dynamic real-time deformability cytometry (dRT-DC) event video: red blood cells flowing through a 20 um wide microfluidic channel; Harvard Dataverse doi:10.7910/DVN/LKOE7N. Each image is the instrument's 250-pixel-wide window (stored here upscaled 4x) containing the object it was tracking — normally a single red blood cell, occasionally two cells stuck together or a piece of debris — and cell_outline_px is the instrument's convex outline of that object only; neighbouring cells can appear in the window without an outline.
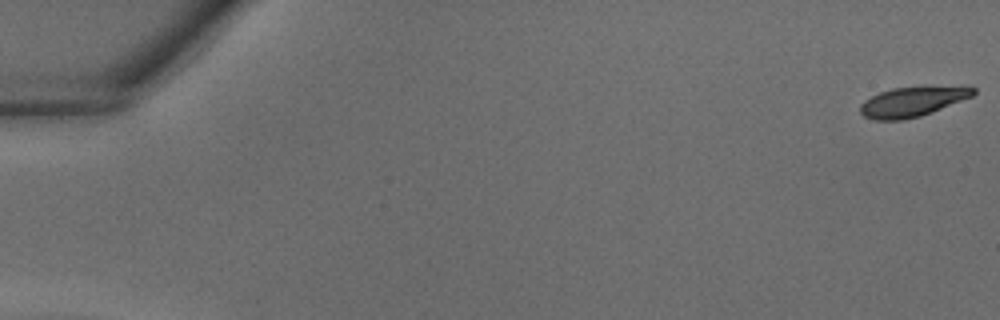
{"species": "common noctule bat (a hibernating species)", "species_latin": "Nyctalus noctula", "temperature_condition": "warm", "stored_images_in_passage": 39, "camera_frame_rate_fps": 3000, "um_per_image_px": 0.085, "animal": {"sex": "male", "body_mass_g": 18.8}, "frame": {"image": 1, "passage_image": 1, "time_ms": 0.0, "image_size_px": [1000, 320], "cell_outline_px": [[976, 92], [972, 96], [932, 112], [920, 116], [904, 120], [872, 120], [864, 116], [860, 112], [860, 104], [864, 100], [880, 92], [892, 88], [920, 84], [968, 84], [976, 88]], "centroid_in_image_um": [77.66, 8.57], "position_along_channel_um": 7.3, "area_um2": 20.81}}
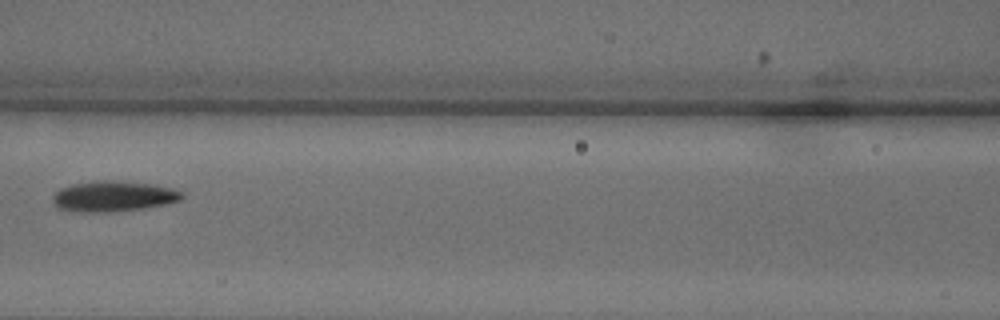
{"frame": {"image": 2, "passage_image": 19, "time_ms": 6.0, "image_size_px": [1000, 320], "cell_outline_px": [[184, 196], [180, 200], [164, 204], [144, 208], [116, 212], [72, 212], [56, 208], [52, 200], [52, 196], [60, 188], [72, 184], [100, 180], [104, 180], [148, 184], [172, 188], [184, 192]], "centroid_in_image_um": [9.58, 16.7], "position_along_channel_um": 157.0, "area_um2": 23.06}}
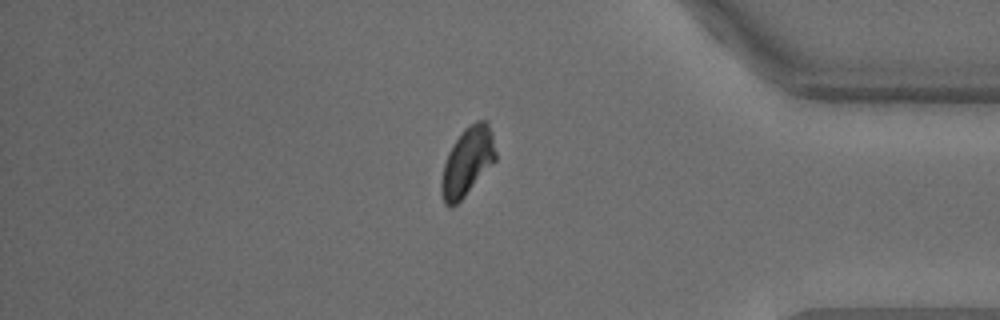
{"frame": {"image": 3, "passage_image": 34, "time_ms": 11.0, "image_size_px": [1000, 320], "cell_outline_px": [[496, 160], [464, 196], [456, 204], [444, 204], [440, 192], [440, 180], [444, 164], [448, 152], [452, 144], [464, 128], [468, 124], [476, 120], [484, 120], [488, 124], [492, 132], [496, 152]], "centroid_in_image_um": [39.71, 13.7], "position_along_channel_um": 395.5, "area_um2": 21.56}}